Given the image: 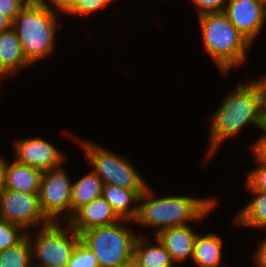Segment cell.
I'll return each mask as SVG.
<instances>
[{"label": "cell", "instance_id": "obj_33", "mask_svg": "<svg viewBox=\"0 0 266 267\" xmlns=\"http://www.w3.org/2000/svg\"><path fill=\"white\" fill-rule=\"evenodd\" d=\"M12 21L5 17L4 15L0 14V32L6 31L12 28Z\"/></svg>", "mask_w": 266, "mask_h": 267}, {"label": "cell", "instance_id": "obj_25", "mask_svg": "<svg viewBox=\"0 0 266 267\" xmlns=\"http://www.w3.org/2000/svg\"><path fill=\"white\" fill-rule=\"evenodd\" d=\"M246 189L266 192V165L256 163L252 170H248L245 174Z\"/></svg>", "mask_w": 266, "mask_h": 267}, {"label": "cell", "instance_id": "obj_27", "mask_svg": "<svg viewBox=\"0 0 266 267\" xmlns=\"http://www.w3.org/2000/svg\"><path fill=\"white\" fill-rule=\"evenodd\" d=\"M28 0H0V14L9 18L12 22Z\"/></svg>", "mask_w": 266, "mask_h": 267}, {"label": "cell", "instance_id": "obj_28", "mask_svg": "<svg viewBox=\"0 0 266 267\" xmlns=\"http://www.w3.org/2000/svg\"><path fill=\"white\" fill-rule=\"evenodd\" d=\"M261 136L251 144V154L255 163L266 165V128L261 129Z\"/></svg>", "mask_w": 266, "mask_h": 267}, {"label": "cell", "instance_id": "obj_8", "mask_svg": "<svg viewBox=\"0 0 266 267\" xmlns=\"http://www.w3.org/2000/svg\"><path fill=\"white\" fill-rule=\"evenodd\" d=\"M64 165L42 172L39 205L50 222H67L71 218L72 184Z\"/></svg>", "mask_w": 266, "mask_h": 267}, {"label": "cell", "instance_id": "obj_26", "mask_svg": "<svg viewBox=\"0 0 266 267\" xmlns=\"http://www.w3.org/2000/svg\"><path fill=\"white\" fill-rule=\"evenodd\" d=\"M194 4L197 16L205 13H223L227 0H190Z\"/></svg>", "mask_w": 266, "mask_h": 267}, {"label": "cell", "instance_id": "obj_24", "mask_svg": "<svg viewBox=\"0 0 266 267\" xmlns=\"http://www.w3.org/2000/svg\"><path fill=\"white\" fill-rule=\"evenodd\" d=\"M115 0H78L76 6L67 14L77 17H87L88 15L94 14L99 10H103L108 7Z\"/></svg>", "mask_w": 266, "mask_h": 267}, {"label": "cell", "instance_id": "obj_2", "mask_svg": "<svg viewBox=\"0 0 266 267\" xmlns=\"http://www.w3.org/2000/svg\"><path fill=\"white\" fill-rule=\"evenodd\" d=\"M225 95L222 103L210 115L209 147L205 160L213 158L224 142L237 136L243 128H265L261 119L258 91L251 80L238 83L237 87Z\"/></svg>", "mask_w": 266, "mask_h": 267}, {"label": "cell", "instance_id": "obj_20", "mask_svg": "<svg viewBox=\"0 0 266 267\" xmlns=\"http://www.w3.org/2000/svg\"><path fill=\"white\" fill-rule=\"evenodd\" d=\"M103 181L98 175L90 170L73 181L71 194V217L83 205L88 204L94 199L102 197Z\"/></svg>", "mask_w": 266, "mask_h": 267}, {"label": "cell", "instance_id": "obj_9", "mask_svg": "<svg viewBox=\"0 0 266 267\" xmlns=\"http://www.w3.org/2000/svg\"><path fill=\"white\" fill-rule=\"evenodd\" d=\"M0 219L17 224L27 232L50 223L40 209L38 194L8 188L0 192Z\"/></svg>", "mask_w": 266, "mask_h": 267}, {"label": "cell", "instance_id": "obj_1", "mask_svg": "<svg viewBox=\"0 0 266 267\" xmlns=\"http://www.w3.org/2000/svg\"><path fill=\"white\" fill-rule=\"evenodd\" d=\"M217 203L219 202L215 197L200 198L184 194L159 197L148 185L140 195L138 215L134 224L144 229L154 228L153 234L156 235L165 228L203 222Z\"/></svg>", "mask_w": 266, "mask_h": 267}, {"label": "cell", "instance_id": "obj_19", "mask_svg": "<svg viewBox=\"0 0 266 267\" xmlns=\"http://www.w3.org/2000/svg\"><path fill=\"white\" fill-rule=\"evenodd\" d=\"M252 199L235 212L233 225L266 232V192L247 189Z\"/></svg>", "mask_w": 266, "mask_h": 267}, {"label": "cell", "instance_id": "obj_3", "mask_svg": "<svg viewBox=\"0 0 266 267\" xmlns=\"http://www.w3.org/2000/svg\"><path fill=\"white\" fill-rule=\"evenodd\" d=\"M58 15L42 1H29L13 20L12 28L31 65L55 53L57 30L63 26Z\"/></svg>", "mask_w": 266, "mask_h": 267}, {"label": "cell", "instance_id": "obj_13", "mask_svg": "<svg viewBox=\"0 0 266 267\" xmlns=\"http://www.w3.org/2000/svg\"><path fill=\"white\" fill-rule=\"evenodd\" d=\"M191 225L165 228L155 235L176 265L189 258L192 261L194 241L198 232L194 231Z\"/></svg>", "mask_w": 266, "mask_h": 267}, {"label": "cell", "instance_id": "obj_35", "mask_svg": "<svg viewBox=\"0 0 266 267\" xmlns=\"http://www.w3.org/2000/svg\"><path fill=\"white\" fill-rule=\"evenodd\" d=\"M7 77L9 78V76H7L4 72L0 71V86H1L2 80L4 78H7ZM0 89H1V87H0Z\"/></svg>", "mask_w": 266, "mask_h": 267}, {"label": "cell", "instance_id": "obj_17", "mask_svg": "<svg viewBox=\"0 0 266 267\" xmlns=\"http://www.w3.org/2000/svg\"><path fill=\"white\" fill-rule=\"evenodd\" d=\"M42 171L17 162L8 161L5 188L22 193L38 194Z\"/></svg>", "mask_w": 266, "mask_h": 267}, {"label": "cell", "instance_id": "obj_11", "mask_svg": "<svg viewBox=\"0 0 266 267\" xmlns=\"http://www.w3.org/2000/svg\"><path fill=\"white\" fill-rule=\"evenodd\" d=\"M223 13L236 29L253 45L266 21V1L227 0Z\"/></svg>", "mask_w": 266, "mask_h": 267}, {"label": "cell", "instance_id": "obj_14", "mask_svg": "<svg viewBox=\"0 0 266 267\" xmlns=\"http://www.w3.org/2000/svg\"><path fill=\"white\" fill-rule=\"evenodd\" d=\"M145 189H126L110 184L103 185L102 197L111 205L120 219L135 221L139 198Z\"/></svg>", "mask_w": 266, "mask_h": 267}, {"label": "cell", "instance_id": "obj_15", "mask_svg": "<svg viewBox=\"0 0 266 267\" xmlns=\"http://www.w3.org/2000/svg\"><path fill=\"white\" fill-rule=\"evenodd\" d=\"M30 65L16 31L10 28L0 32V71L11 76Z\"/></svg>", "mask_w": 266, "mask_h": 267}, {"label": "cell", "instance_id": "obj_4", "mask_svg": "<svg viewBox=\"0 0 266 267\" xmlns=\"http://www.w3.org/2000/svg\"><path fill=\"white\" fill-rule=\"evenodd\" d=\"M204 48L220 73L247 62L252 44L236 29L224 13H205L198 16Z\"/></svg>", "mask_w": 266, "mask_h": 267}, {"label": "cell", "instance_id": "obj_7", "mask_svg": "<svg viewBox=\"0 0 266 267\" xmlns=\"http://www.w3.org/2000/svg\"><path fill=\"white\" fill-rule=\"evenodd\" d=\"M75 139V143L80 145L87 162L103 184L126 189H146L149 185L128 157L113 153L110 149L95 144L93 140Z\"/></svg>", "mask_w": 266, "mask_h": 267}, {"label": "cell", "instance_id": "obj_12", "mask_svg": "<svg viewBox=\"0 0 266 267\" xmlns=\"http://www.w3.org/2000/svg\"><path fill=\"white\" fill-rule=\"evenodd\" d=\"M121 219L103 198H97L79 208L67 223L78 234L92 228L114 224Z\"/></svg>", "mask_w": 266, "mask_h": 267}, {"label": "cell", "instance_id": "obj_31", "mask_svg": "<svg viewBox=\"0 0 266 267\" xmlns=\"http://www.w3.org/2000/svg\"><path fill=\"white\" fill-rule=\"evenodd\" d=\"M255 253L253 252V262L255 267H266V237L259 240Z\"/></svg>", "mask_w": 266, "mask_h": 267}, {"label": "cell", "instance_id": "obj_30", "mask_svg": "<svg viewBox=\"0 0 266 267\" xmlns=\"http://www.w3.org/2000/svg\"><path fill=\"white\" fill-rule=\"evenodd\" d=\"M48 8L55 13L68 14L77 4L78 0H41Z\"/></svg>", "mask_w": 266, "mask_h": 267}, {"label": "cell", "instance_id": "obj_21", "mask_svg": "<svg viewBox=\"0 0 266 267\" xmlns=\"http://www.w3.org/2000/svg\"><path fill=\"white\" fill-rule=\"evenodd\" d=\"M0 267H32L28 235L16 245L0 251Z\"/></svg>", "mask_w": 266, "mask_h": 267}, {"label": "cell", "instance_id": "obj_10", "mask_svg": "<svg viewBox=\"0 0 266 267\" xmlns=\"http://www.w3.org/2000/svg\"><path fill=\"white\" fill-rule=\"evenodd\" d=\"M13 144V159L21 164L37 168L42 172L58 168L66 162L65 153L45 138L39 136L22 138L17 139Z\"/></svg>", "mask_w": 266, "mask_h": 267}, {"label": "cell", "instance_id": "obj_16", "mask_svg": "<svg viewBox=\"0 0 266 267\" xmlns=\"http://www.w3.org/2000/svg\"><path fill=\"white\" fill-rule=\"evenodd\" d=\"M140 235L136 238L133 254L139 267H175L176 264L171 255L155 235L150 239L145 235Z\"/></svg>", "mask_w": 266, "mask_h": 267}, {"label": "cell", "instance_id": "obj_23", "mask_svg": "<svg viewBox=\"0 0 266 267\" xmlns=\"http://www.w3.org/2000/svg\"><path fill=\"white\" fill-rule=\"evenodd\" d=\"M67 267H99V262L94 253L79 240Z\"/></svg>", "mask_w": 266, "mask_h": 267}, {"label": "cell", "instance_id": "obj_5", "mask_svg": "<svg viewBox=\"0 0 266 267\" xmlns=\"http://www.w3.org/2000/svg\"><path fill=\"white\" fill-rule=\"evenodd\" d=\"M130 223L134 224L133 221L121 219L114 224L92 228L79 234L80 241L98 259L99 267H119L133 258L138 235L133 232Z\"/></svg>", "mask_w": 266, "mask_h": 267}, {"label": "cell", "instance_id": "obj_29", "mask_svg": "<svg viewBox=\"0 0 266 267\" xmlns=\"http://www.w3.org/2000/svg\"><path fill=\"white\" fill-rule=\"evenodd\" d=\"M258 91L261 119L266 127V75L251 81Z\"/></svg>", "mask_w": 266, "mask_h": 267}, {"label": "cell", "instance_id": "obj_18", "mask_svg": "<svg viewBox=\"0 0 266 267\" xmlns=\"http://www.w3.org/2000/svg\"><path fill=\"white\" fill-rule=\"evenodd\" d=\"M223 238L217 233L199 234L194 241L192 261L198 267H220L223 259Z\"/></svg>", "mask_w": 266, "mask_h": 267}, {"label": "cell", "instance_id": "obj_6", "mask_svg": "<svg viewBox=\"0 0 266 267\" xmlns=\"http://www.w3.org/2000/svg\"><path fill=\"white\" fill-rule=\"evenodd\" d=\"M64 224L50 222L38 228L35 234L27 232L31 244L32 267H67L80 236L67 222Z\"/></svg>", "mask_w": 266, "mask_h": 267}, {"label": "cell", "instance_id": "obj_32", "mask_svg": "<svg viewBox=\"0 0 266 267\" xmlns=\"http://www.w3.org/2000/svg\"><path fill=\"white\" fill-rule=\"evenodd\" d=\"M4 158L3 154H0V192L5 188L6 184V168L8 160Z\"/></svg>", "mask_w": 266, "mask_h": 267}, {"label": "cell", "instance_id": "obj_34", "mask_svg": "<svg viewBox=\"0 0 266 267\" xmlns=\"http://www.w3.org/2000/svg\"><path fill=\"white\" fill-rule=\"evenodd\" d=\"M119 267H139V264L134 258H132L129 261L122 263Z\"/></svg>", "mask_w": 266, "mask_h": 267}, {"label": "cell", "instance_id": "obj_22", "mask_svg": "<svg viewBox=\"0 0 266 267\" xmlns=\"http://www.w3.org/2000/svg\"><path fill=\"white\" fill-rule=\"evenodd\" d=\"M26 235L21 226L0 219V251L16 245Z\"/></svg>", "mask_w": 266, "mask_h": 267}]
</instances>
